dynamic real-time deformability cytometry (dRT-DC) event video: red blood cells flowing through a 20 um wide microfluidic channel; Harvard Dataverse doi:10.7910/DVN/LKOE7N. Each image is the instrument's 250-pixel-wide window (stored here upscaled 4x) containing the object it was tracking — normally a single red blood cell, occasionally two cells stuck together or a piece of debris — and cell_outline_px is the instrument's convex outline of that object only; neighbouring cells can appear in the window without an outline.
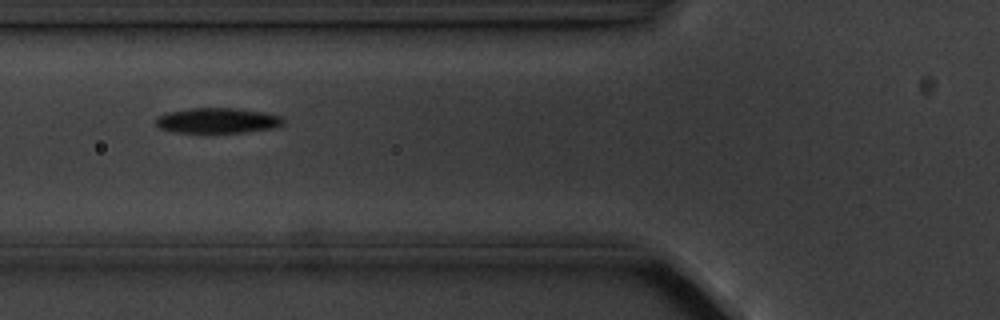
{"species": "common noctule bat (a hibernating species)", "species_latin": "Nyctalus noctula", "temperature_condition": "cold", "stored_images_in_passage": 11, "camera_frame_rate_fps": 3000, "um_per_image_px": 0.085, "animal": {"sex": "male", "body_mass_g": 20.1, "forearm_length_mm": 53.5}, "frame": {"image": 1, "passage_image": 2, "time_ms": 1.0, "image_size_px": [1000, 320], "cell_outline_px": [[284, 124], [276, 128], [244, 132], [172, 132], [160, 128], [156, 124], [156, 116], [168, 112], [188, 108], [240, 108], [264, 112], [280, 116], [284, 120]], "centroid_in_image_um": [18.5, 10.24], "position_along_channel_um": 107.3, "area_um2": 18.9}}
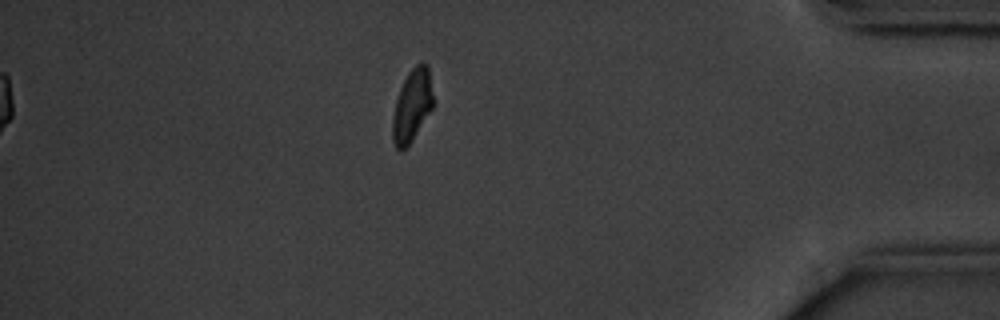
{"frame": {"image": 2, "passage_image": 10, "time_ms": 10.333, "image_size_px": [1000, 320], "cell_outline_px": [[432, 108], [412, 140], [400, 152], [396, 148], [392, 140], [392, 116], [396, 100], [400, 88], [408, 72], [420, 60], [424, 60], [428, 64], [432, 96]], "centroid_in_image_um": [35.0, 8.94], "position_along_channel_um": 400.2, "area_um2": 17.05}}